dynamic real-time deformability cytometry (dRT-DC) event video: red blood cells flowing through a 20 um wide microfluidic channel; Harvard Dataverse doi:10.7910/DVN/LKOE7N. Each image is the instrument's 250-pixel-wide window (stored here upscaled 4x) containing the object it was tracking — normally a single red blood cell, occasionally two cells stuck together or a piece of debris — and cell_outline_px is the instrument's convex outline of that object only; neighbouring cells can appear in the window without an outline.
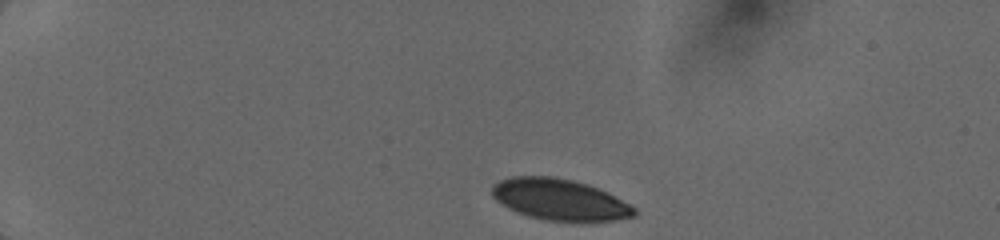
{"species": "human", "species_latin": "Homo sapiens", "temperature_condition": "cold", "stored_images_in_passage": 4, "camera_frame_rate_fps": 3000, "um_per_image_px": 0.085, "donor": {"sex": "female"}, "frame": {"image": 1, "passage_image": 1, "time_ms": 0.0, "image_size_px": [1000, 240], "cell_outline_px": [[636, 216], [616, 220], [592, 224], [548, 220], [528, 216], [508, 208], [500, 204], [492, 196], [492, 184], [500, 180], [512, 176], [556, 176], [588, 184], [608, 192], [636, 208]], "centroid_in_image_um": [47.61, 16.99], "position_along_channel_um": 37.4, "area_um2": 35.03}}
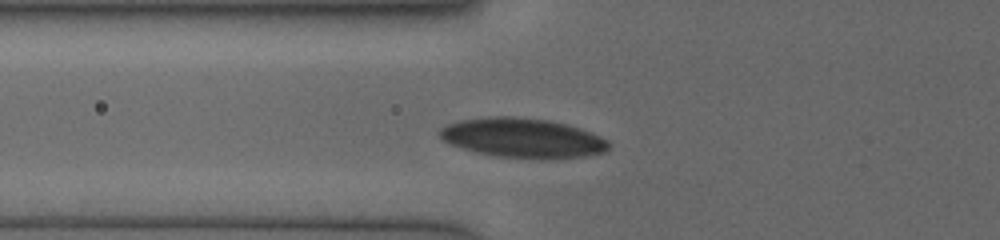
{"frame": {"image": 2, "passage_image": 4, "time_ms": 3.0, "image_size_px": [1000, 240], "cell_outline_px": [[608, 148], [604, 152], [588, 156], [552, 160], [544, 160], [492, 156], [476, 152], [448, 144], [436, 132], [444, 124], [460, 120], [480, 116], [512, 116], [548, 120], [580, 128], [600, 136], [608, 140]], "centroid_in_image_um": [44.38, 11.74], "position_along_channel_um": 81.4, "area_um2": 39.77}}